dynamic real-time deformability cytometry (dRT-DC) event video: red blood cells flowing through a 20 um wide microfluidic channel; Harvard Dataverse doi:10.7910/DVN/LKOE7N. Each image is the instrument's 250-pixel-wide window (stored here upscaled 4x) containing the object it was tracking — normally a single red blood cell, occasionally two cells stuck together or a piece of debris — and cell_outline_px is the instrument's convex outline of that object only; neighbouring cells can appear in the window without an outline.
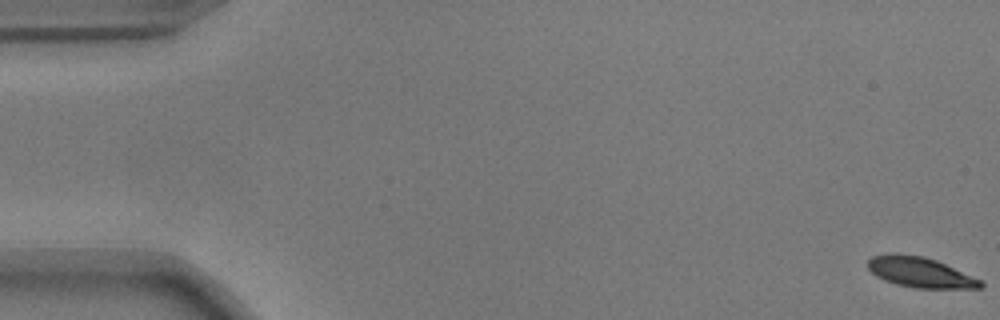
{"species": "common noctule bat (a hibernating species)", "species_latin": "Nyctalus noctula", "temperature_condition": "warm", "stored_images_in_passage": 56, "camera_frame_rate_fps": 3000, "um_per_image_px": 0.085, "animal": {"sex": "male", "body_mass_g": 17.9}, "frame": {"image": 1, "passage_image": 1, "time_ms": 0.0, "image_size_px": [1000, 320], "cell_outline_px": [[984, 288], [916, 288], [896, 284], [884, 280], [876, 276], [868, 268], [868, 260], [872, 256], [892, 252], [896, 252], [924, 256], [936, 260], [980, 280], [984, 284]], "centroid_in_image_um": [78.17, 23.13], "position_along_channel_um": 6.8, "area_um2": 19.88}}
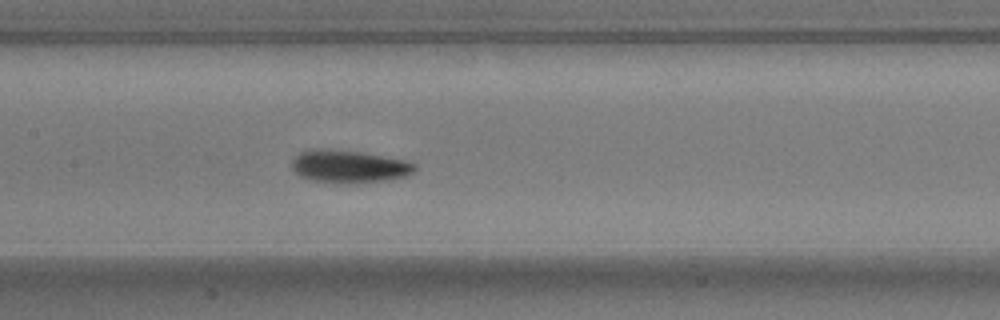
{"frame": {"image": 2, "passage_image": 27, "time_ms": 8.667, "image_size_px": [1000, 320], "cell_outline_px": [[416, 168], [412, 172], [404, 176], [388, 180], [356, 184], [340, 184], [316, 180], [300, 176], [292, 168], [292, 160], [300, 152], [316, 148], [328, 148], [360, 152], [404, 160], [416, 164]], "centroid_in_image_um": [29.65, 14.15], "position_along_channel_um": 177.7, "area_um2": 23.47}}
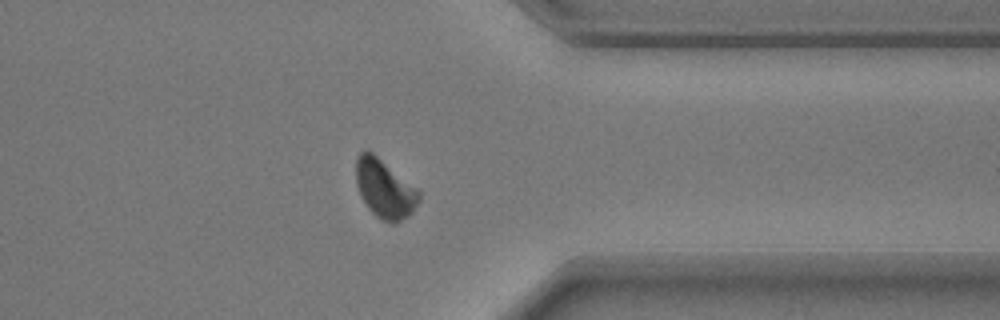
{"frame": {"image": 3, "passage_image": 44, "time_ms": 14.333, "image_size_px": [1000, 320], "cell_outline_px": [[420, 200], [412, 212], [408, 216], [396, 224], [392, 224], [380, 220], [368, 208], [356, 184], [356, 156], [364, 148], [372, 152], [416, 188], [420, 192]], "centroid_in_image_um": [32.69, 16.06], "position_along_channel_um": 378.7, "area_um2": 21.44}, "authors_computed_cell_mechanics": {"area_um2": 21.3282, "velocity_mm_per_s": 3.6837, "shape_relaxation_time_tau1_ms": 2.1898, "shape_relaxation_time_tau2_ms": 7.2055, "deformation_change_tau1": 0.1451, "deformation_change_tau2": 0.1323}}